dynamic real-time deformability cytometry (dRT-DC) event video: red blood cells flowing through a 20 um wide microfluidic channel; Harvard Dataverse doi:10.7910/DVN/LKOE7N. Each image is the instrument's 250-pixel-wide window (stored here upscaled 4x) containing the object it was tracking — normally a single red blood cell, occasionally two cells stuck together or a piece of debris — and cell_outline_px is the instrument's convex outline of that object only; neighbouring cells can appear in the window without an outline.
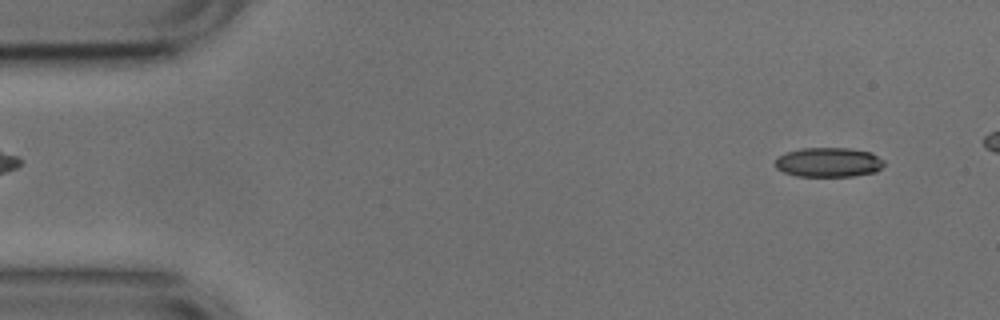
{"species": "common noctule bat (a hibernating species)", "species_latin": "Nyctalus noctula", "temperature_condition": "cold", "stored_images_in_passage": 46, "camera_frame_rate_fps": 3000, "um_per_image_px": 0.085, "animal": {"sex": "male", "body_mass_g": 17.9, "forearm_length_mm": 54.2}, "frame": {"image": 1, "passage_image": 3, "time_ms": 0.667, "image_size_px": [1000, 320], "cell_outline_px": [[884, 164], [876, 172], [852, 176], [796, 176], [784, 172], [776, 168], [776, 156], [788, 152], [804, 148], [848, 148], [872, 152], [884, 160]], "centroid_in_image_um": [70.44, 13.79], "position_along_channel_um": 14.6, "area_um2": 18.73}}
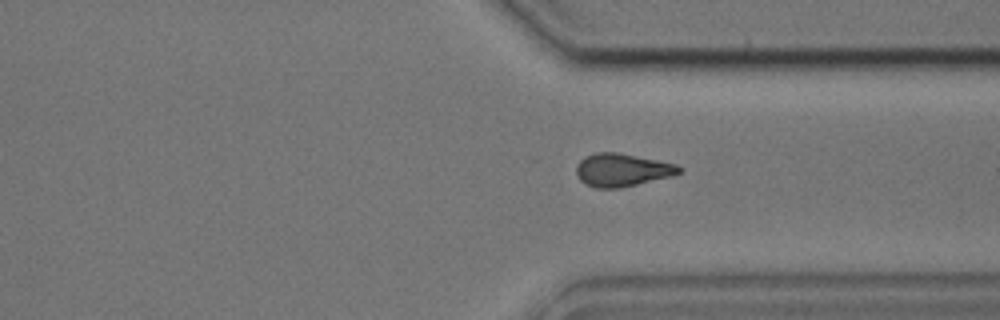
{"frame": {"image": 2, "passage_image": 38, "time_ms": 12.333, "image_size_px": [1000, 320], "cell_outline_px": [[684, 168], [680, 172], [672, 176], [620, 188], [596, 188], [584, 184], [576, 176], [576, 164], [584, 156], [596, 152], [616, 152], [676, 164]], "centroid_in_image_um": [52.83, 14.45], "position_along_channel_um": 358.6, "area_um2": 19.83}}
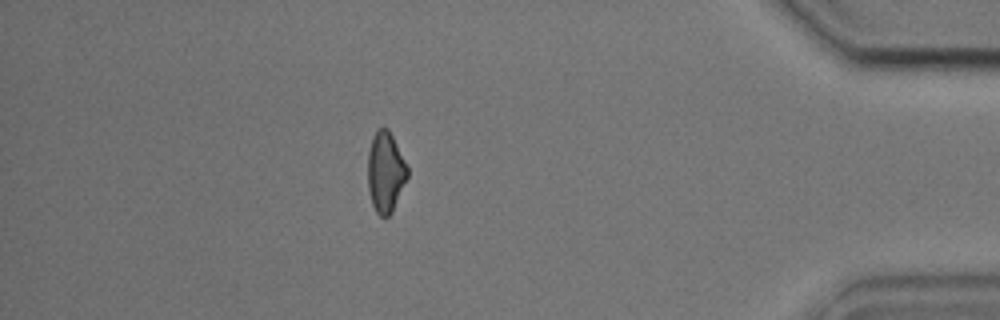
{"frame": {"image": 3, "passage_image": 45, "time_ms": 14.667, "image_size_px": [1000, 320], "cell_outline_px": [[408, 176], [392, 212], [388, 216], [380, 216], [376, 212], [372, 204], [368, 188], [368, 152], [372, 136], [380, 128], [388, 128], [408, 168]], "centroid_in_image_um": [32.75, 14.64], "position_along_channel_um": 402.4, "area_um2": 18.38}}